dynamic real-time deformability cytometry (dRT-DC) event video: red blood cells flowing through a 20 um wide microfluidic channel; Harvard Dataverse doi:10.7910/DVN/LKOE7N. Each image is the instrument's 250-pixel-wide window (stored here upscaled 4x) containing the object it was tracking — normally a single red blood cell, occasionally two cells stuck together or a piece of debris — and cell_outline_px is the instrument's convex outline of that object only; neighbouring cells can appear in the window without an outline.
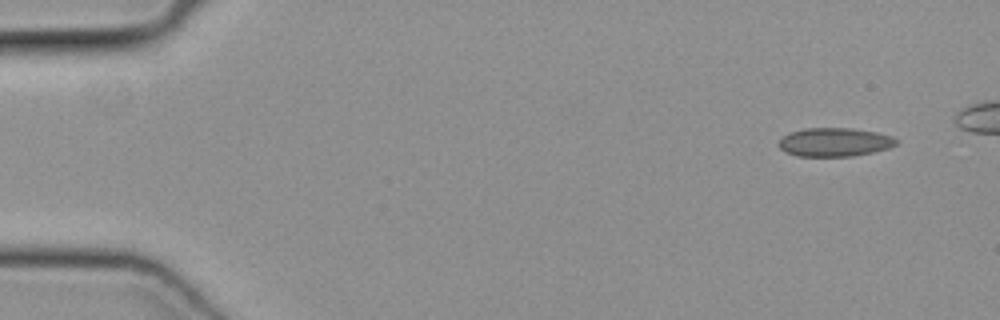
{"species": "common noctule bat (a hibernating species)", "species_latin": "Nyctalus noctula", "temperature_condition": "cold", "stored_images_in_passage": 9, "camera_frame_rate_fps": 3000, "um_per_image_px": 0.085, "animal": {"sex": "female", "body_mass_g": 19.3, "forearm_length_mm": 54.1}, "frame": {"image": 1, "passage_image": 1, "time_ms": 0.0, "image_size_px": [1000, 320], "cell_outline_px": [[896, 144], [888, 148], [872, 152], [852, 156], [796, 156], [784, 152], [776, 144], [784, 136], [792, 132], [808, 128], [852, 128], [876, 132], [892, 136], [896, 140]], "centroid_in_image_um": [70.91, 12.09], "position_along_channel_um": 14.1, "area_um2": 19.48}}